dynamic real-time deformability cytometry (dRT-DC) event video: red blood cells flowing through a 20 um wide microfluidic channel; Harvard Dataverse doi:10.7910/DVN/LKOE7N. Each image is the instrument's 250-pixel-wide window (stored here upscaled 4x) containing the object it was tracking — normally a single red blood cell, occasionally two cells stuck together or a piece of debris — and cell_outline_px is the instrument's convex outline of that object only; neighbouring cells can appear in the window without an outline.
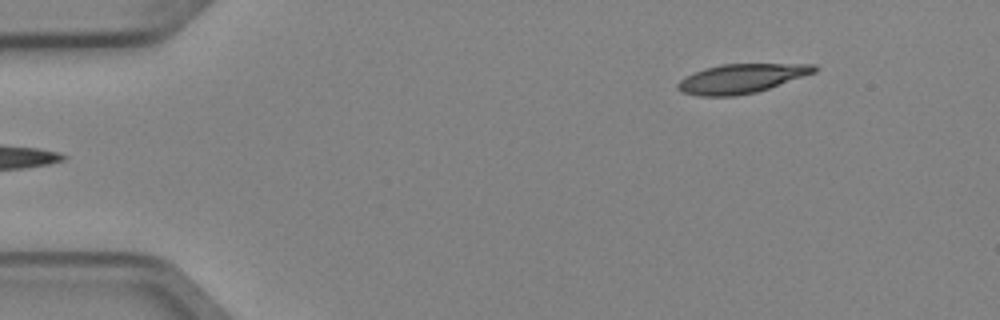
{"species": "Egyptian fruit bat (a non-hibernating species)", "species_latin": "Rousettus aegyptiacus", "temperature_condition": "cold", "stored_images_in_passage": 5, "segment_of_instrument_passage": [2, 2], "camera_frame_rate_fps": 3000, "um_per_image_px": 0.085, "animal": {"sex": "female"}, "frame": {"image": 1, "passage_image": 5, "time_ms": 1.333, "image_size_px": [1000, 320], "cell_outline_px": [[820, 68], [816, 72], [756, 92], [732, 96], [700, 96], [680, 92], [676, 88], [676, 84], [684, 76], [704, 68], [720, 64], [816, 64]], "centroid_in_image_um": [62.98, 6.67], "position_along_channel_um": 22.0, "area_um2": 23.29}}